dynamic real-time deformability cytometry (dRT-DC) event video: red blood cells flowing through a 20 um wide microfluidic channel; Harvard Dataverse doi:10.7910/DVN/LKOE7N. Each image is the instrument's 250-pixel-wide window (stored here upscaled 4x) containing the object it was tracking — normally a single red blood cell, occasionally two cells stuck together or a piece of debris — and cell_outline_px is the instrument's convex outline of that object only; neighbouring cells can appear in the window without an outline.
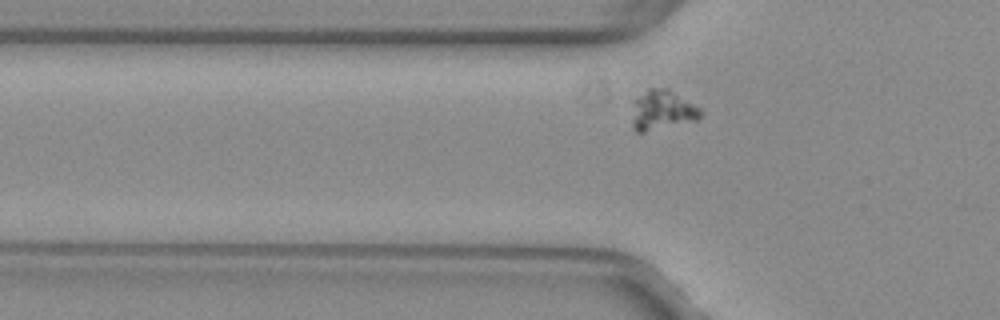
{"species": "common noctule bat (a hibernating species)", "species_latin": "Nyctalus noctula", "temperature_condition": "warm", "stored_images_in_passage": 16, "camera_frame_rate_fps": 3000, "um_per_image_px": 0.085, "animal": {"sex": "female", "body_mass_g": 29.2, "forearm_length_mm": 56.3}, "frame": {"image": 1, "passage_image": 7, "time_ms": 2.0, "image_size_px": [1000, 320], "cell_outline_px": [[700, 116], [696, 120], [644, 132], [636, 132], [632, 128], [632, 100], [648, 88], [668, 88], [700, 108]], "centroid_in_image_um": [56.22, 9.35], "position_along_channel_um": 69.6, "area_um2": 15.9}}